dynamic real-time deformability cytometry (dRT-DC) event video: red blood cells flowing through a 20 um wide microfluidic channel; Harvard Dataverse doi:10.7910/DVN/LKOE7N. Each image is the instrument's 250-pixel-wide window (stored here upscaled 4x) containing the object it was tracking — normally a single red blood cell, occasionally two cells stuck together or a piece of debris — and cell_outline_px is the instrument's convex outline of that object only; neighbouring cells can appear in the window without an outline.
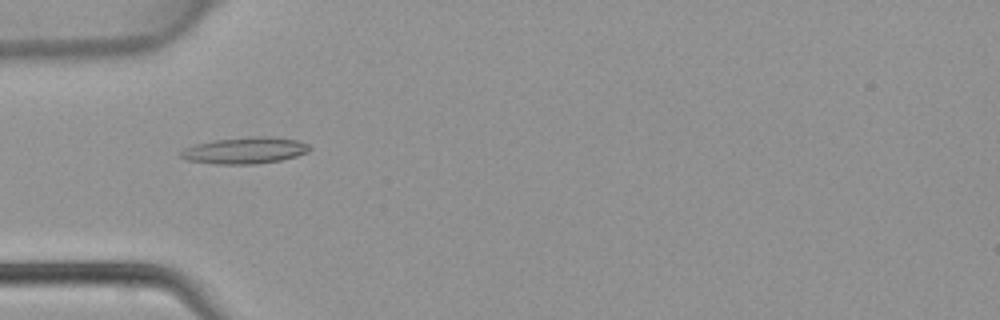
{"species": "common noctule bat (a hibernating species)", "species_latin": "Nyctalus noctula", "temperature_condition": "warm", "stored_images_in_passage": 46, "camera_frame_rate_fps": 3000, "um_per_image_px": 0.085, "animal": {"sex": "female", "body_mass_g": 22.7, "forearm_length_mm": 54.2}, "frame": {"image": 1, "passage_image": 15, "time_ms": 4.667, "image_size_px": [1000, 320], "cell_outline_px": [[312, 148], [308, 152], [296, 156], [280, 160], [256, 164], [216, 164], [184, 160], [180, 156], [180, 152], [184, 148], [196, 144], [216, 140], [252, 136], [272, 136], [296, 140], [308, 144]], "centroid_in_image_um": [20.82, 12.79], "position_along_channel_um": 64.2, "area_um2": 19.94}}
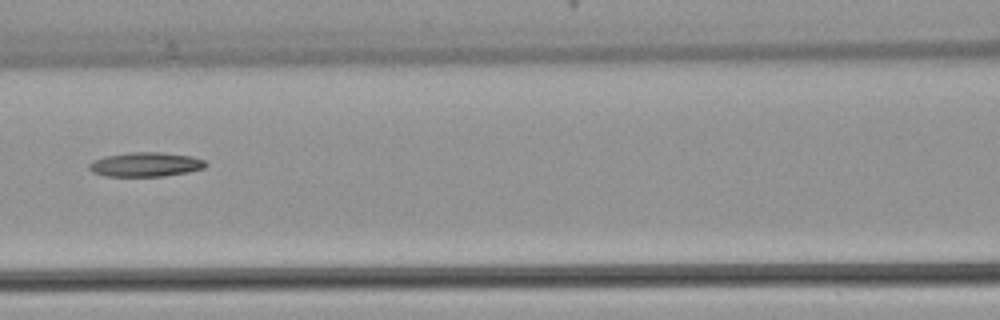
{"frame": {"image": 2, "passage_image": 21, "time_ms": 6.667, "image_size_px": [1000, 320], "cell_outline_px": [[208, 164], [204, 168], [188, 172], [164, 176], [104, 176], [92, 172], [88, 168], [88, 164], [92, 160], [104, 156], [132, 152], [160, 152], [192, 156], [204, 160]], "centroid_in_image_um": [12.35, 13.98], "position_along_channel_um": 154.2, "area_um2": 16.65}}
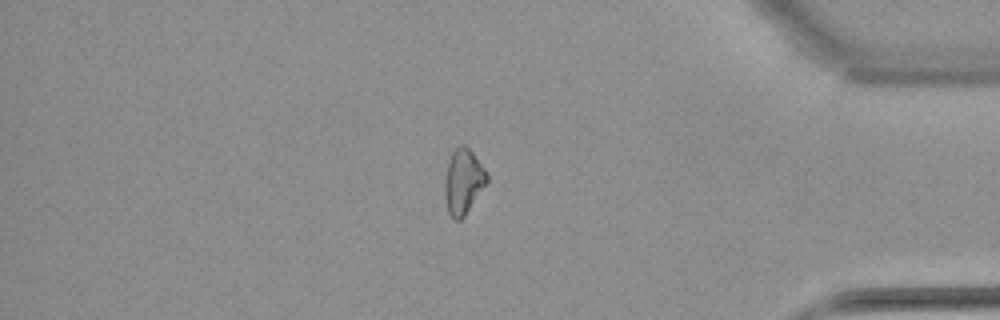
{"frame": {"image": 3, "passage_image": 39, "time_ms": 12.667, "image_size_px": [1000, 320], "cell_outline_px": [[488, 184], [464, 216], [460, 220], [456, 220], [448, 212], [444, 196], [444, 180], [448, 164], [452, 152], [460, 144], [464, 144], [472, 152], [488, 172]], "centroid_in_image_um": [39.4, 15.43], "position_along_channel_um": 395.8, "area_um2": 16.18}}